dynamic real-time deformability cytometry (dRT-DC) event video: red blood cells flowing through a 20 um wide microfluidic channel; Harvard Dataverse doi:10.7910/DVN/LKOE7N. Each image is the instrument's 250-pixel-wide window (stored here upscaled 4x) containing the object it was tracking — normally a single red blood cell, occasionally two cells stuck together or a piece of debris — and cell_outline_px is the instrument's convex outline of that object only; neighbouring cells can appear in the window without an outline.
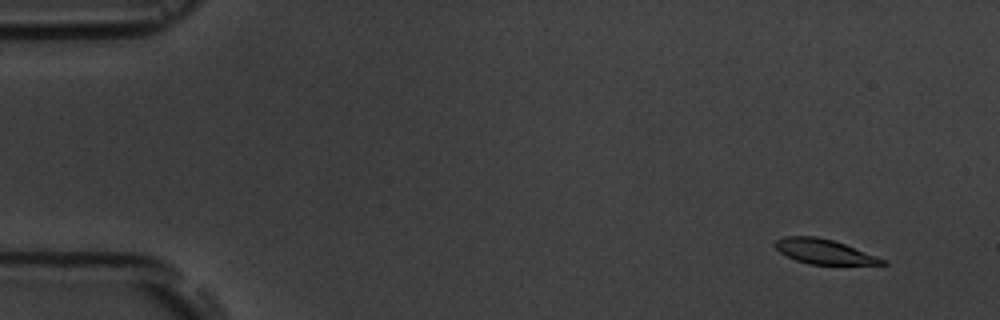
{"species": "common noctule bat (a hibernating species)", "species_latin": "Nyctalus noctula", "temperature_condition": "room temperature", "stored_images_in_passage": 16, "camera_frame_rate_fps": 3000, "um_per_image_px": 0.085, "animal": {"sex": "male", "body_mass_g": 19.5, "forearm_length_mm": 54.6}, "frame": {"image": 1, "passage_image": 1, "time_ms": 0.0, "image_size_px": [1000, 320], "cell_outline_px": [[888, 264], [808, 264], [796, 260], [780, 252], [772, 244], [776, 240], [784, 236], [816, 236], [832, 240], [844, 244], [876, 256], [884, 260]], "centroid_in_image_um": [69.97, 21.37], "position_along_channel_um": 15.0, "area_um2": 15.14}}
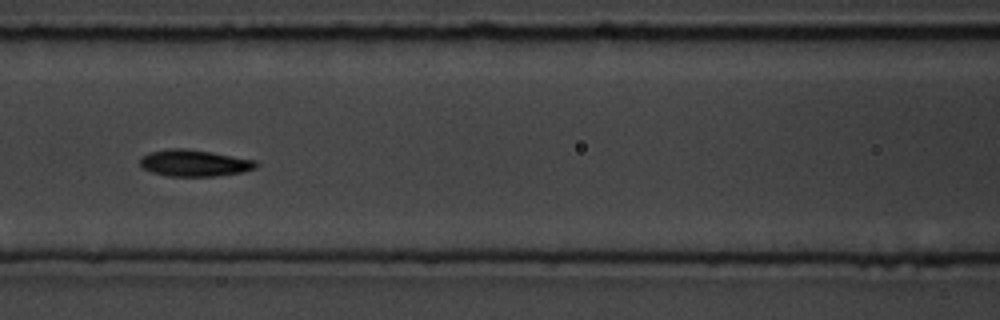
{"frame": {"image": 2, "passage_image": 7, "time_ms": 7.0, "image_size_px": [1000, 320], "cell_outline_px": [[260, 164], [256, 168], [240, 172], [216, 176], [168, 176], [152, 172], [140, 168], [140, 156], [152, 152], [172, 148], [184, 148], [212, 152], [256, 160]], "centroid_in_image_um": [16.51, 13.86], "position_along_channel_um": 150.1, "area_um2": 18.03}}
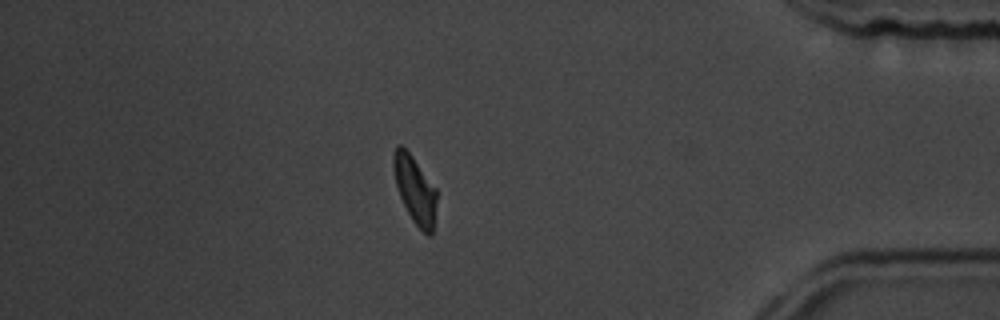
{"frame": {"image": 3, "passage_image": 14, "time_ms": 15.0, "image_size_px": [1000, 320], "cell_outline_px": [[436, 200], [432, 236], [428, 236], [412, 220], [400, 196], [396, 184], [392, 168], [392, 156], [396, 144], [400, 144], [412, 156], [436, 188]], "centroid_in_image_um": [35.25, 16.09], "position_along_channel_um": 400.0, "area_um2": 16.76}, "authors_computed_cell_mechanics": {"area_um2": 17.4556, "velocity_mm_per_s": 3.5954, "shape_relaxation_time_tau1_ms": 3.3525, "shape_relaxation_time_tau2_ms": 4.0082, "deformation_change_tau1": 0.1089, "deformation_change_tau2": 0.0762}}